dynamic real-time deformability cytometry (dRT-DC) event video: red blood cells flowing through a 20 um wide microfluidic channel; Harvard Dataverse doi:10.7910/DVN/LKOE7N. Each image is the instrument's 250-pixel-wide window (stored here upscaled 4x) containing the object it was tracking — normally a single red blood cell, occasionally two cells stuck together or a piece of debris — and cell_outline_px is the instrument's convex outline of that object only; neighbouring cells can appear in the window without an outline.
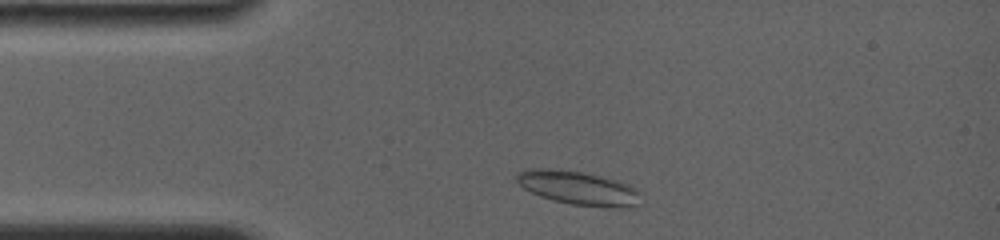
{"species": "common noctule bat (a hibernating species)", "species_latin": "Nyctalus noctula", "temperature_condition": "room temperature", "stored_images_in_passage": 27, "camera_frame_rate_fps": 4000, "um_per_image_px": 0.085, "animal": {"sex": "female", "body_mass_g": 19.0, "forearm_length_mm": 56.7}, "frame": {"image": 1, "passage_image": 2, "time_ms": 0.5, "image_size_px": [1000, 240], "cell_outline_px": [[640, 204], [628, 208], [620, 208], [572, 204], [552, 200], [540, 196], [524, 188], [516, 180], [516, 176], [520, 172], [528, 168], [548, 168], [580, 172], [616, 180], [628, 184], [636, 188]], "centroid_in_image_um": [49.16, 15.98], "position_along_channel_um": 35.8, "area_um2": 24.1}}
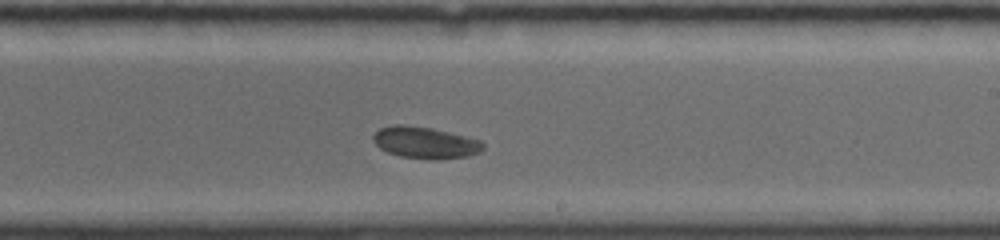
{"frame": {"image": 2, "passage_image": 18, "time_ms": 7.0, "image_size_px": [1000, 240], "cell_outline_px": [[484, 148], [480, 152], [468, 156], [440, 160], [424, 160], [400, 156], [388, 152], [380, 148], [372, 140], [372, 136], [380, 128], [392, 124], [404, 124], [432, 128], [480, 140], [484, 144]], "centroid_in_image_um": [36.13, 12.13], "position_along_channel_um": 252.9, "area_um2": 20.52}}
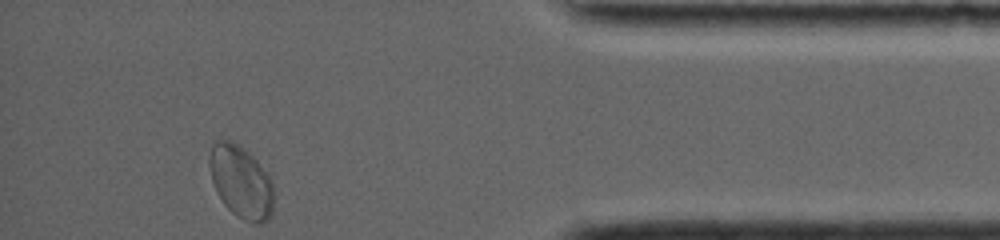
{"frame": {"image": 3, "passage_image": 27, "time_ms": 12.0, "image_size_px": [1000, 240], "cell_outline_px": [[272, 212], [268, 220], [260, 224], [244, 220], [236, 216], [224, 204], [216, 192], [212, 180], [208, 164], [208, 156], [212, 144], [216, 140], [232, 140], [248, 152], [268, 172], [272, 184]], "centroid_in_image_um": [20.46, 15.44], "position_along_channel_um": 414.7, "area_um2": 27.28}, "authors_computed_cell_mechanics": {"area_um2": 20.8658, "velocity_mm_per_s": 3.7612, "shape_relaxation_time_tau1_ms": 5.2119, "shape_relaxation_time_tau2_ms": null, "deformation_change_tau1": 0.0947, "deformation_change_tau2": null}}